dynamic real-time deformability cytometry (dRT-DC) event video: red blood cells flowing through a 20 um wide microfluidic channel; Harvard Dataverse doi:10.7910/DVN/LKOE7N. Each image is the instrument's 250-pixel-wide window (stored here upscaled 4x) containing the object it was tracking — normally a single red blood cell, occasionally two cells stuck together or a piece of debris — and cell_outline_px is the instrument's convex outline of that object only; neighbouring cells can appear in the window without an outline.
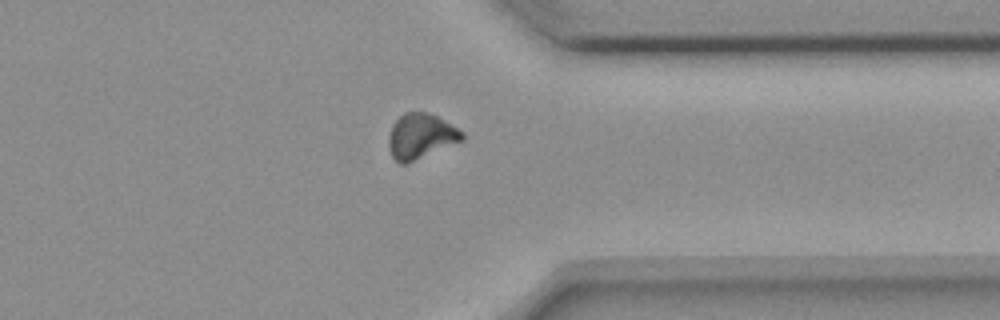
{"species": "common noctule bat (a hibernating species)", "species_latin": "Nyctalus noctula", "temperature_condition": "room temperature", "stored_images_in_passage": 20, "segment_of_instrument_passage": [3, 4], "camera_frame_rate_fps": 3000, "um_per_image_px": 0.085, "animal": {"sex": "female", "body_mass_g": 18.4}, "frame": {"image": 1, "passage_image": 16, "time_ms": 20.0, "image_size_px": [1000, 320], "cell_outline_px": [[464, 140], [408, 164], [400, 164], [392, 156], [388, 148], [388, 136], [392, 124], [404, 112], [424, 112], [436, 116], [444, 120], [464, 132]], "centroid_in_image_um": [35.75, 11.6], "position_along_channel_um": 375.6, "area_um2": 19.54}}
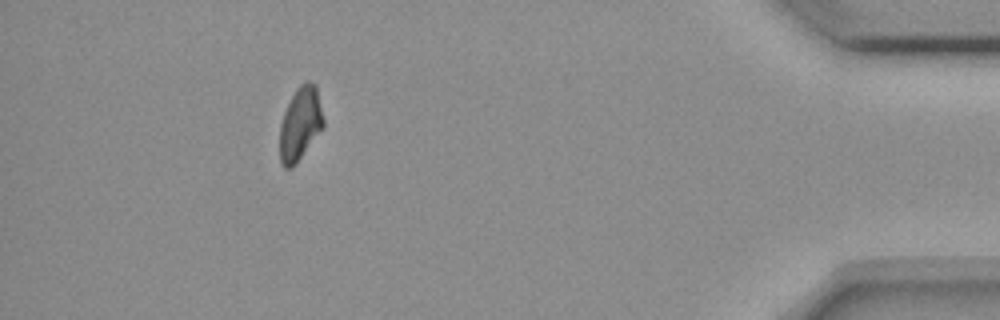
{"frame": {"image": 2, "passage_image": 18, "time_ms": 22.333, "image_size_px": [1000, 320], "cell_outline_px": [[324, 128], [296, 164], [292, 168], [284, 168], [280, 160], [280, 124], [284, 112], [296, 88], [304, 80], [308, 80], [316, 84], [324, 120]], "centroid_in_image_um": [25.54, 10.51], "position_along_channel_um": 409.7, "area_um2": 18.9}}